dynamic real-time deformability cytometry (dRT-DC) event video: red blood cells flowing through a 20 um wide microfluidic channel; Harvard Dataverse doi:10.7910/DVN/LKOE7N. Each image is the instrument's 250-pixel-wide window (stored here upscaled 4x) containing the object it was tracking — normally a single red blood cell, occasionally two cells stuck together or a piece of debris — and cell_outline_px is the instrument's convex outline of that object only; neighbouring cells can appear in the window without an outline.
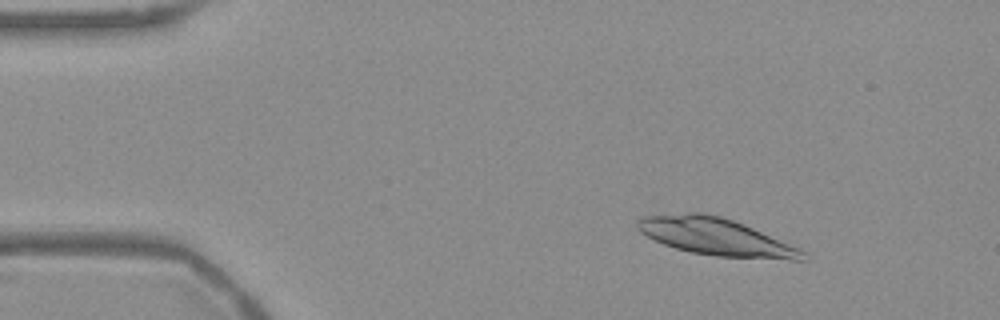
{"species": "Egyptian fruit bat (a non-hibernating species)", "species_latin": "Rousettus aegyptiacus", "temperature_condition": "warm", "stored_images_in_passage": 47, "camera_frame_rate_fps": 3000, "um_per_image_px": 0.085, "frame": {"image": 1, "passage_image": 1, "time_ms": 0.0, "image_size_px": [1000, 320], "cell_outline_px": [[808, 260], [792, 260], [716, 256], [692, 252], [676, 248], [664, 244], [640, 232], [636, 228], [636, 220], [644, 216], [688, 212], [700, 212], [720, 216], [744, 224], [808, 252]], "centroid_in_image_um": [60.86, 20.12], "position_along_channel_um": 24.1, "area_um2": 35.78}}
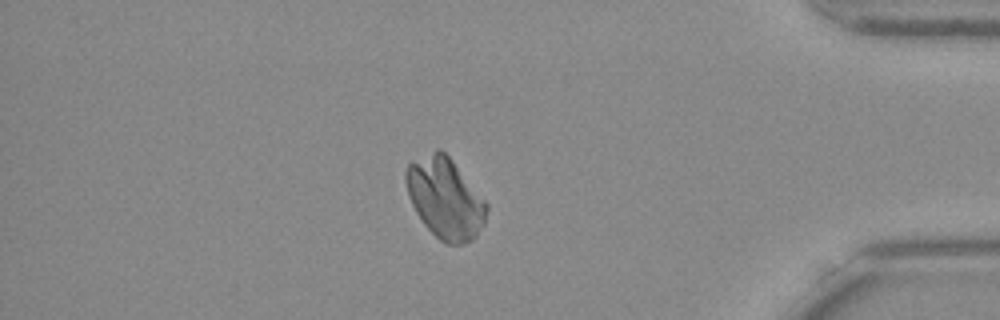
{"frame": {"image": 2, "passage_image": 40, "time_ms": 13.0, "image_size_px": [1000, 320], "cell_outline_px": [[488, 208], [484, 224], [476, 236], [472, 240], [460, 244], [444, 244], [424, 224], [416, 212], [408, 196], [404, 180], [404, 172], [408, 164], [436, 148], [440, 148], [452, 160], [488, 204]], "centroid_in_image_um": [37.82, 16.85], "position_along_channel_um": 397.4, "area_um2": 37.86}}